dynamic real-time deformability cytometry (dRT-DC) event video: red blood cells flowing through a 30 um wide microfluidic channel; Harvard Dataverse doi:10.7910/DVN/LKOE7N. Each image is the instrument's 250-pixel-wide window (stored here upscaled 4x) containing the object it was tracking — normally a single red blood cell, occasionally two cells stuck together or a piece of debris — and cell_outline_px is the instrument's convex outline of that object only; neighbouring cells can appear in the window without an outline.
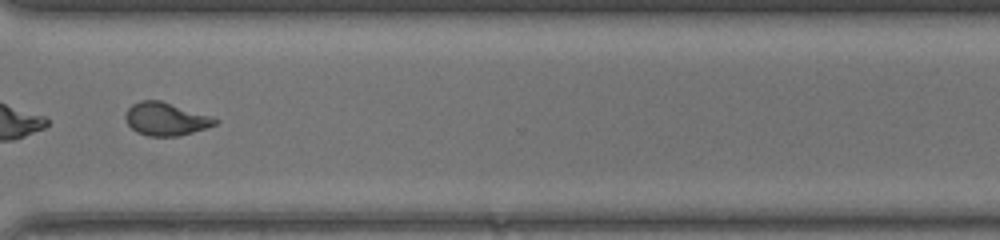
{"species": "common noctule bat (a hibernating species)", "species_latin": "Nyctalus noctula", "temperature_condition": "warm", "stored_images_in_passage": 46, "segment_of_instrument_passage": [2, 2], "camera_frame_rate_fps": 3000, "um_per_image_px": 0.085, "animal": {"sex": "female", "body_mass_g": 17.0, "forearm_length_mm": 48.0}, "frame": {"image": 1, "passage_image": 36, "time_ms": 11.667, "image_size_px": [1000, 240], "cell_outline_px": [[220, 120], [216, 124], [192, 132], [176, 136], [148, 136], [136, 132], [128, 124], [124, 116], [128, 108], [132, 104], [140, 100], [160, 100]], "centroid_in_image_um": [14.03, 10.11], "position_along_channel_um": 356.6, "area_um2": 16.88}}